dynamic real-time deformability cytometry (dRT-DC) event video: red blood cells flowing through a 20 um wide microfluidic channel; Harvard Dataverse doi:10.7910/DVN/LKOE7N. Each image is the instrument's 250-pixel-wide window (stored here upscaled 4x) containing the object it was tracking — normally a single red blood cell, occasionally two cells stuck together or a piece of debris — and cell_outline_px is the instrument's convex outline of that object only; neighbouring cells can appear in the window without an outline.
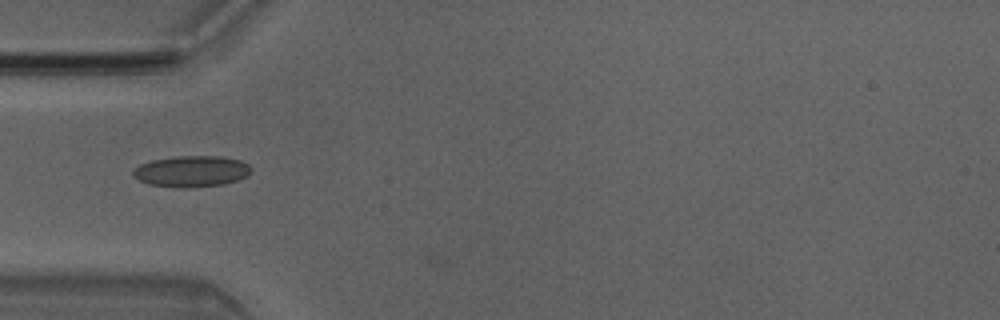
{"species": "Egyptian fruit bat (a non-hibernating species)", "species_latin": "Rousettus aegyptiacus", "temperature_condition": "room temperature", "stored_images_in_passage": 2, "camera_frame_rate_fps": 3000, "um_per_image_px": 0.085, "animal": {"sex": "male"}, "frame": {"image": 1, "passage_image": 1, "time_ms": 0.0, "image_size_px": [1000, 320], "cell_outline_px": [[252, 172], [248, 176], [240, 180], [224, 184], [180, 188], [176, 188], [148, 184], [132, 176], [132, 172], [140, 164], [152, 160], [176, 156], [220, 156], [240, 160], [248, 164], [252, 168]], "centroid_in_image_um": [16.31, 14.56], "position_along_channel_um": 68.7, "area_um2": 21.62}}